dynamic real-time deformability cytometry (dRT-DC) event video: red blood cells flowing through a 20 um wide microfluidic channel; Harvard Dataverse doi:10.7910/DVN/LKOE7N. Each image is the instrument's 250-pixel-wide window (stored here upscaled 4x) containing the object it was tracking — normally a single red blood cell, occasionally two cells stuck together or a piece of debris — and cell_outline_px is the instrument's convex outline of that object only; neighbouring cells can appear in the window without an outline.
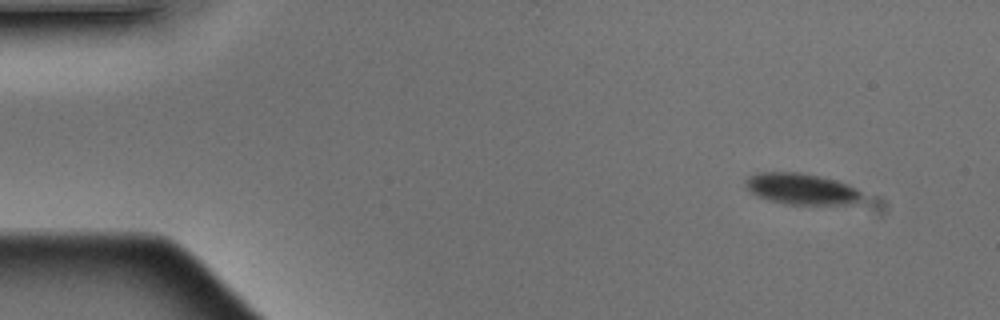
{"species": "Egyptian fruit bat (a non-hibernating species)", "species_latin": "Rousettus aegyptiacus", "temperature_condition": "warm", "stored_images_in_passage": 2, "camera_frame_rate_fps": 3000, "um_per_image_px": 0.085, "animal": {"sex": "male"}, "frame": {"image": 1, "passage_image": 1, "time_ms": 0.0, "image_size_px": [1000, 320], "cell_outline_px": [[884, 204], [880, 212], [788, 204], [768, 200], [756, 196], [744, 184], [744, 180], [760, 172], [796, 172], [836, 180], [848, 184], [880, 200]], "centroid_in_image_um": [68.9, 16.28], "position_along_channel_um": 16.1, "area_um2": 25.14}}